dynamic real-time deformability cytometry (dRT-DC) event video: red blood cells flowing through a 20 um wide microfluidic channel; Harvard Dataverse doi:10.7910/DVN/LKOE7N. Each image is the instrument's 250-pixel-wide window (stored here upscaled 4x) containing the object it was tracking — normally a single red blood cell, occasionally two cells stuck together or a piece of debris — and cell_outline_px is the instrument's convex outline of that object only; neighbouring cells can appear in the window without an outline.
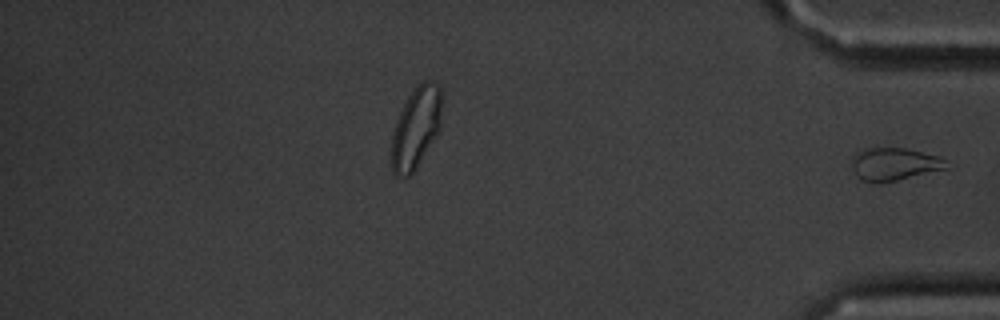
{"species": "common noctule bat (a hibernating species)", "species_latin": "Nyctalus noctula", "temperature_condition": "cold", "stored_images_in_passage": 41, "segment_of_instrument_passage": [2, 2], "camera_frame_rate_fps": 3000, "um_per_image_px": 0.085, "animal": {"sex": "male", "body_mass_g": 20.1, "forearm_length_mm": 53.5}, "frame": {"image": 1, "passage_image": 41, "time_ms": 13.333, "image_size_px": [1000, 320], "cell_outline_px": [[952, 168], [896, 180], [860, 180], [856, 176], [848, 160], [852, 156], [868, 148], [904, 148], [940, 156]], "centroid_in_image_um": [76.04, 13.93], "position_along_channel_um": 359.2, "area_um2": 17.86}}